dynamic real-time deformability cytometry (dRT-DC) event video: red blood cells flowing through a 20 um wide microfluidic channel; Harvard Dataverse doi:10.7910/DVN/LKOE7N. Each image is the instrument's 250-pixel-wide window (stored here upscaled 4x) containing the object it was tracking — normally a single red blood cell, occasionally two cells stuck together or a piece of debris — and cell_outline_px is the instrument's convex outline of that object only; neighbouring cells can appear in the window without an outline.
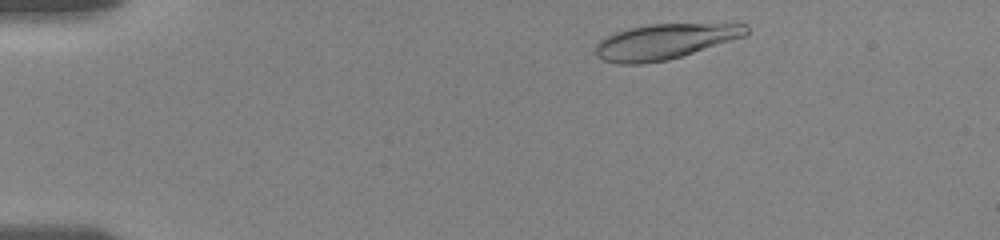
{"species": "human", "species_latin": "Homo sapiens", "temperature_condition": "room temperature", "stored_images_in_passage": 9, "camera_frame_rate_fps": 3000, "um_per_image_px": 0.085, "donor": {"sex": "female"}, "frame": {"image": 1, "passage_image": 1, "time_ms": 0.0, "image_size_px": [1000, 240], "cell_outline_px": [[748, 36], [668, 60], [644, 64], [616, 64], [604, 60], [596, 56], [596, 44], [600, 40], [616, 32], [628, 28], [648, 24], [744, 24], [748, 28]], "centroid_in_image_um": [56.51, 3.54], "position_along_channel_um": 28.5, "area_um2": 31.04}}
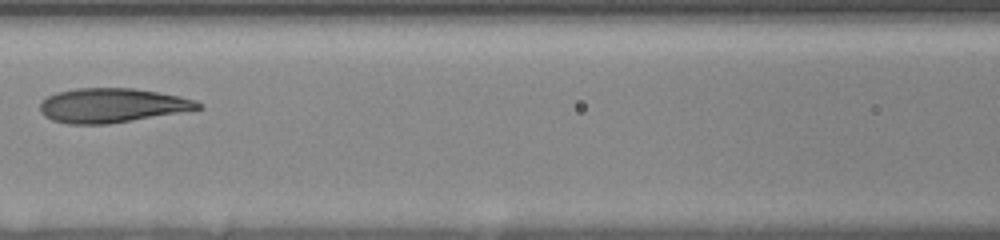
{"frame": {"image": 2, "passage_image": 6, "time_ms": 5.667, "image_size_px": [1000, 240], "cell_outline_px": [[204, 108], [108, 124], [68, 124], [52, 120], [44, 116], [40, 112], [40, 100], [56, 92], [76, 88], [132, 88], [180, 96], [196, 100], [204, 104]], "centroid_in_image_um": [9.5, 8.95], "position_along_channel_um": 157.1, "area_um2": 31.67}}
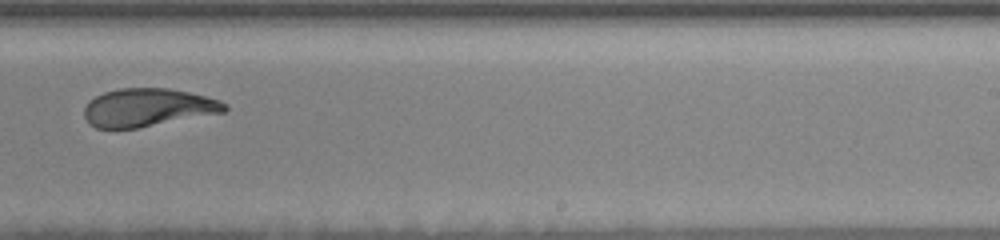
{"frame": {"image": 3, "passage_image": 9, "time_ms": 9.0, "image_size_px": [1000, 240], "cell_outline_px": [[228, 108], [224, 112], [136, 128], [96, 128], [88, 124], [84, 116], [84, 108], [88, 100], [104, 92], [120, 88], [168, 88], [188, 92], [220, 100], [228, 104]], "centroid_in_image_um": [12.53, 9.13], "position_along_channel_um": 276.5, "area_um2": 31.1}}